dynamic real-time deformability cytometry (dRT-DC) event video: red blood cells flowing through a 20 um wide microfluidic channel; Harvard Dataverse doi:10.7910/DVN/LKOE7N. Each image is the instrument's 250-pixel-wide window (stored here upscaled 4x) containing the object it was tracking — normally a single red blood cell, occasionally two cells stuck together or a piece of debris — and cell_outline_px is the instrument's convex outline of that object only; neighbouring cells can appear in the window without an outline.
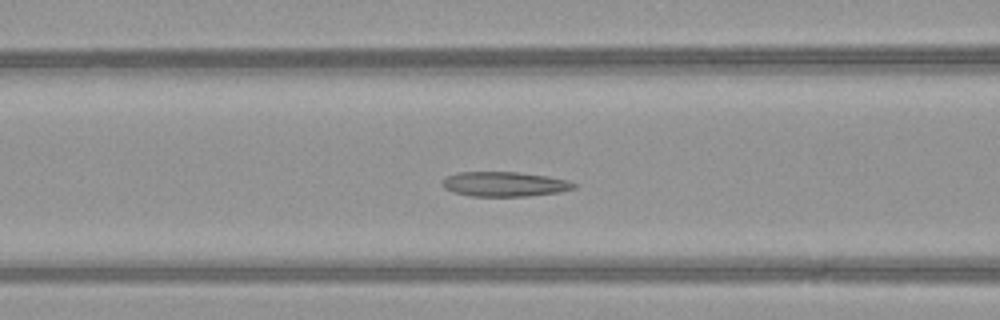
{"species": "common noctule bat (a hibernating species)", "species_latin": "Nyctalus noctula", "temperature_condition": "warm", "stored_images_in_passage": 42, "camera_frame_rate_fps": 3000, "um_per_image_px": 0.085, "animal": {"sex": "female", "body_mass_g": 21.9}, "frame": {"image": 1, "passage_image": 12, "time_ms": 3.667, "image_size_px": [1000, 320], "cell_outline_px": [[576, 188], [560, 192], [528, 196], [468, 196], [452, 192], [444, 188], [440, 184], [444, 176], [456, 172], [520, 172], [548, 176], [568, 180], [576, 184]], "centroid_in_image_um": [42.84, 15.64], "position_along_channel_um": 123.8, "area_um2": 19.31}}
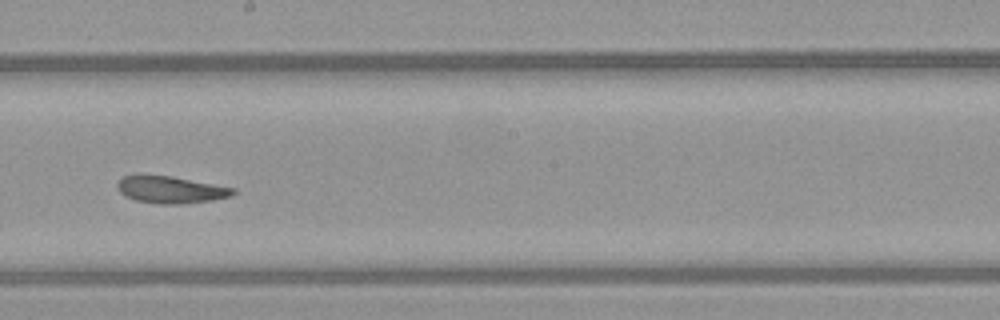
{"frame": {"image": 2, "passage_image": 20, "time_ms": 6.333, "image_size_px": [1000, 320], "cell_outline_px": [[236, 192], [232, 196], [212, 200], [184, 204], [160, 204], [136, 200], [124, 196], [120, 192], [116, 184], [124, 176], [168, 176], [236, 188]], "centroid_in_image_um": [14.55, 16.15], "position_along_channel_um": 233.7, "area_um2": 17.92}}
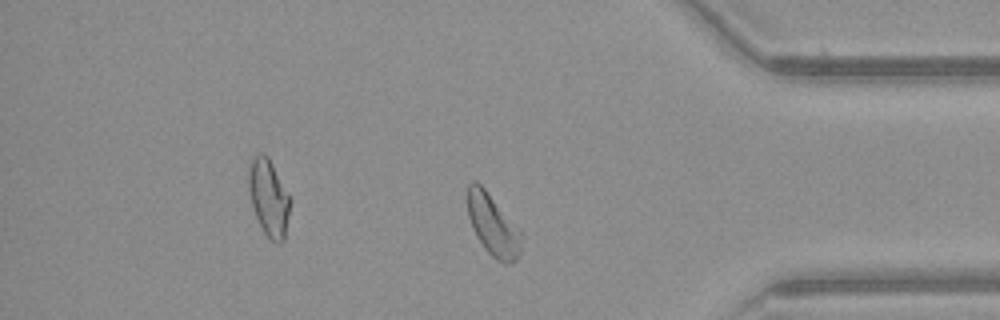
{"frame": {"image": 3, "passage_image": 33, "time_ms": 10.667, "image_size_px": [1000, 320], "cell_outline_px": [[524, 232], [520, 252], [516, 260], [512, 264], [504, 264], [496, 260], [484, 248], [476, 236], [472, 228], [468, 216], [468, 184], [472, 180], [476, 180], [484, 188]], "centroid_in_image_um": [41.94, 19.16], "position_along_channel_um": 393.3, "area_um2": 19.71}, "authors_computed_cell_mechanics": {"area_um2": 19.4497, "velocity_mm_per_s": 4.1177, "shape_relaxation_time_tau1_ms": 7.8124, "shape_relaxation_time_tau2_ms": 2.7478, "deformation_change_tau1": 0.1872, "deformation_change_tau2": 0.0973}}